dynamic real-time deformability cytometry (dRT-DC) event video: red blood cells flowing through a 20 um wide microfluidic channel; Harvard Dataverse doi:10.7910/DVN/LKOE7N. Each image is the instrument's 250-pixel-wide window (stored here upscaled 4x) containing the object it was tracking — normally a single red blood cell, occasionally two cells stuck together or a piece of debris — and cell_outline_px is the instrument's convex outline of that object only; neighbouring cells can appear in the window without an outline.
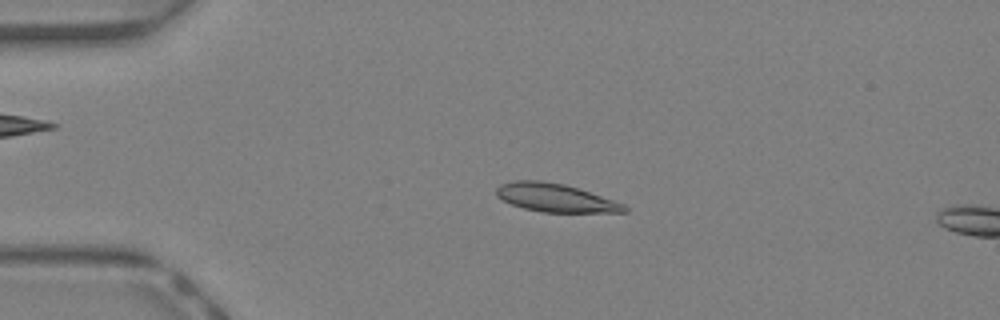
{"species": "Egyptian fruit bat (a non-hibernating species)", "species_latin": "Rousettus aegyptiacus", "temperature_condition": "warm", "stored_images_in_passage": 45, "camera_frame_rate_fps": 3000, "um_per_image_px": 0.085, "animal": {"sex": "female"}, "frame": {"image": 1, "passage_image": 11, "time_ms": 3.333, "image_size_px": [1000, 320], "cell_outline_px": [[628, 212], [544, 212], [524, 208], [512, 204], [496, 196], [496, 188], [500, 184], [516, 180], [540, 180], [564, 184], [624, 204], [628, 208]], "centroid_in_image_um": [47.17, 16.81], "position_along_channel_um": 37.8, "area_um2": 20.75}}
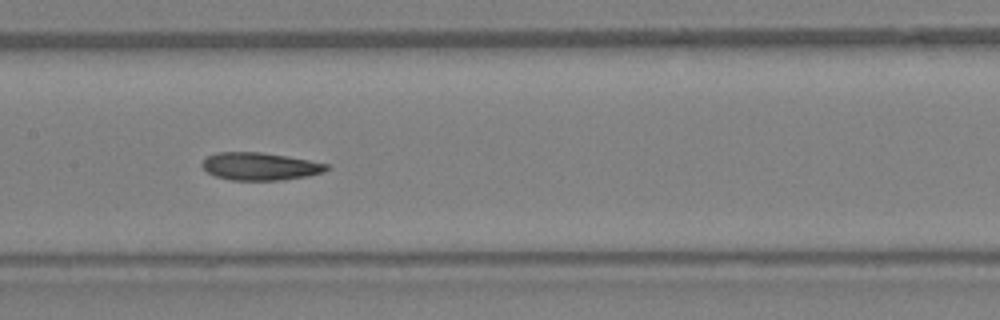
{"frame": {"image": 2, "passage_image": 23, "time_ms": 7.333, "image_size_px": [1000, 320], "cell_outline_px": [[328, 168], [324, 172], [308, 176], [280, 180], [232, 180], [216, 176], [208, 172], [200, 164], [208, 156], [216, 152], [260, 152], [308, 160], [328, 164]], "centroid_in_image_um": [22.09, 14.14], "position_along_channel_um": 185.3, "area_um2": 19.83}}
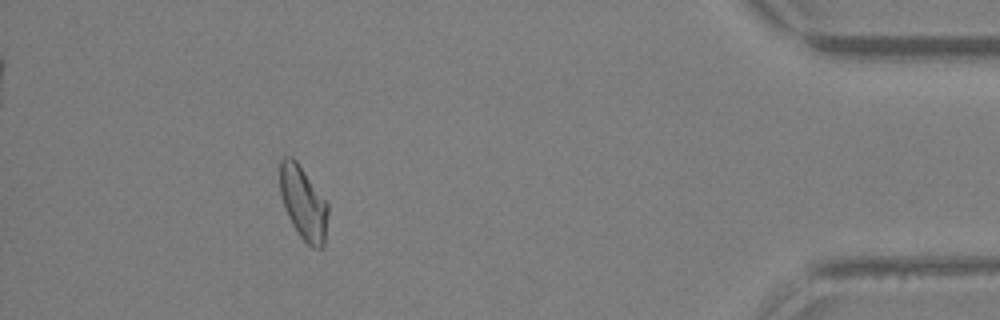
{"frame": {"image": 3, "passage_image": 41, "time_ms": 13.333, "image_size_px": [1000, 320], "cell_outline_px": [[328, 212], [324, 248], [312, 248], [300, 236], [292, 224], [284, 208], [280, 196], [280, 160], [284, 156], [292, 156], [296, 160], [328, 204]], "centroid_in_image_um": [25.77, 17.26], "position_along_channel_um": 409.4, "area_um2": 20.52}, "authors_computed_cell_mechanics": {"area_um2": 20.3456, "velocity_mm_per_s": 4.6523, "shape_relaxation_time_tau1_ms": null, "shape_relaxation_time_tau2_ms": 2.779, "deformation_change_tau1": null, "deformation_change_tau2": 0.0925}}